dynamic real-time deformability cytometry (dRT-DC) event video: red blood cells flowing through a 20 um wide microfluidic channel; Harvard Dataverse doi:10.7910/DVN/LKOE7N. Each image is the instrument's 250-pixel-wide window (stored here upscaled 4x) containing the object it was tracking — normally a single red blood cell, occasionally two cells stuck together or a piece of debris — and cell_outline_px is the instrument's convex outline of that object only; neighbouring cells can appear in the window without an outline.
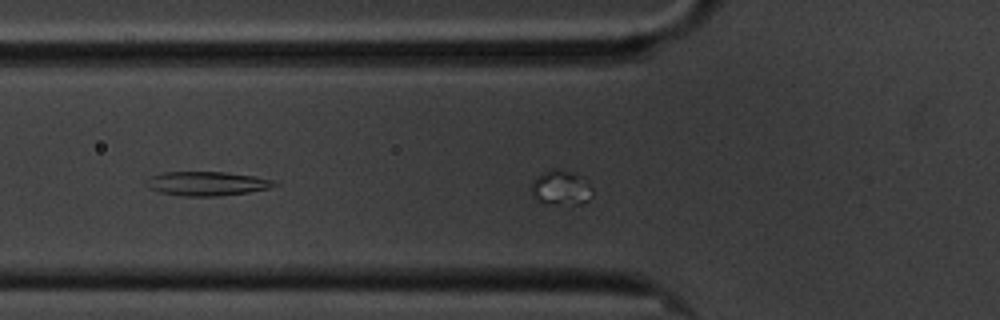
{"species": "common noctule bat (a hibernating species)", "species_latin": "Nyctalus noctula", "temperature_condition": "cold", "stored_images_in_passage": 10, "camera_frame_rate_fps": 3000, "um_per_image_px": 0.085, "animal": {"sex": "male", "body_mass_g": 20.1, "forearm_length_mm": 53.5}, "frame": {"image": 1, "passage_image": 7, "time_ms": 2.0, "image_size_px": [1000, 320], "cell_outline_px": [[280, 184], [268, 188], [248, 192], [216, 196], [180, 196], [160, 192], [148, 188], [148, 180], [152, 176], [164, 172], [224, 172], [252, 176], [272, 180]], "centroid_in_image_um": [17.58, 15.61], "position_along_channel_um": 108.2, "area_um2": 17.69}}